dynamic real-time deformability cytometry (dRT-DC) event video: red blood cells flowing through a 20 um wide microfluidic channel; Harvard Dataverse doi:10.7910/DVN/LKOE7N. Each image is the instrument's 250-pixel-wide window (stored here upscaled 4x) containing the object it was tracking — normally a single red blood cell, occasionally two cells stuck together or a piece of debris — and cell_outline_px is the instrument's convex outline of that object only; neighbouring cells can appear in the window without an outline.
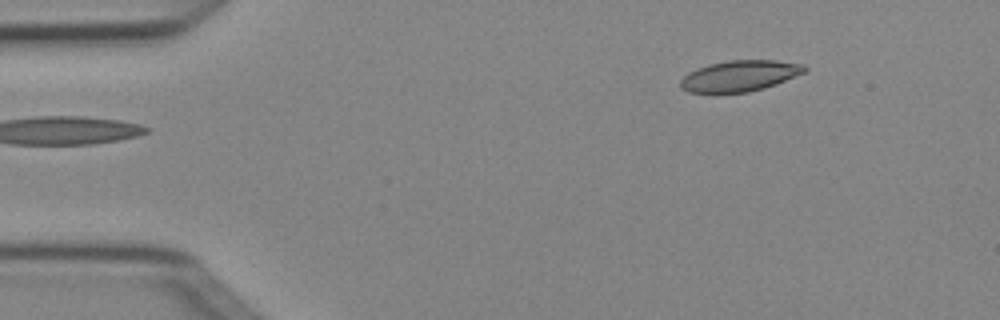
{"species": "Egyptian fruit bat (a non-hibernating species)", "species_latin": "Rousettus aegyptiacus", "temperature_condition": "cold", "stored_images_in_passage": 5, "camera_frame_rate_fps": 3000, "um_per_image_px": 0.085, "animal": {"sex": "female"}, "frame": {"image": 1, "passage_image": 5, "time_ms": 1.333, "image_size_px": [1000, 320], "cell_outline_px": [[808, 68], [804, 72], [776, 84], [764, 88], [748, 92], [688, 92], [680, 88], [680, 80], [688, 72], [708, 64], [728, 60], [776, 60], [804, 64]], "centroid_in_image_um": [62.87, 6.44], "position_along_channel_um": 22.1, "area_um2": 22.31}}